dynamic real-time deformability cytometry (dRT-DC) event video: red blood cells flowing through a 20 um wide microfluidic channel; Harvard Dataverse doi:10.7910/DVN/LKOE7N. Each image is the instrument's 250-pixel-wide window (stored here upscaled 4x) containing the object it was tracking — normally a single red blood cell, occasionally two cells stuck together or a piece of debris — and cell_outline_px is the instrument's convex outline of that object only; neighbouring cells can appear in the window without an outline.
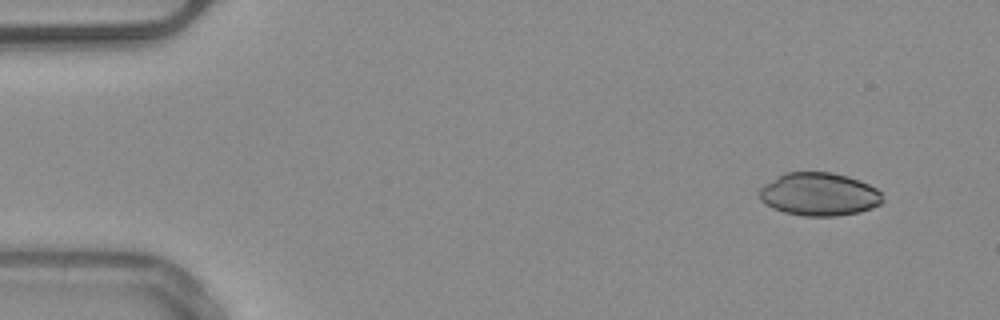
{"species": "common noctule bat (a hibernating species)", "species_latin": "Nyctalus noctula", "temperature_condition": "warm", "stored_images_in_passage": 48, "camera_frame_rate_fps": 3000, "um_per_image_px": 0.085, "animal": {"sex": "male", "body_mass_g": 20.4}, "frame": {"image": 1, "passage_image": 1, "time_ms": 0.0, "image_size_px": [1000, 320], "cell_outline_px": [[884, 200], [880, 204], [872, 208], [860, 212], [836, 216], [804, 216], [784, 212], [772, 208], [760, 200], [756, 192], [760, 188], [776, 176], [784, 172], [832, 172], [848, 176], [860, 180], [876, 188], [880, 192]], "centroid_in_image_um": [69.61, 16.51], "position_along_channel_um": 15.4, "area_um2": 31.27}}